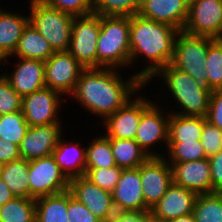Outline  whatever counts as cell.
Here are the masks:
<instances>
[{
	"instance_id": "39",
	"label": "cell",
	"mask_w": 222,
	"mask_h": 222,
	"mask_svg": "<svg viewBox=\"0 0 222 222\" xmlns=\"http://www.w3.org/2000/svg\"><path fill=\"white\" fill-rule=\"evenodd\" d=\"M200 141L207 158L222 150V130L209 123L206 117Z\"/></svg>"
},
{
	"instance_id": "12",
	"label": "cell",
	"mask_w": 222,
	"mask_h": 222,
	"mask_svg": "<svg viewBox=\"0 0 222 222\" xmlns=\"http://www.w3.org/2000/svg\"><path fill=\"white\" fill-rule=\"evenodd\" d=\"M69 191L101 222H108L116 212L112 193L101 189L85 176L70 179Z\"/></svg>"
},
{
	"instance_id": "9",
	"label": "cell",
	"mask_w": 222,
	"mask_h": 222,
	"mask_svg": "<svg viewBox=\"0 0 222 222\" xmlns=\"http://www.w3.org/2000/svg\"><path fill=\"white\" fill-rule=\"evenodd\" d=\"M183 31L195 36L222 37V0H190Z\"/></svg>"
},
{
	"instance_id": "35",
	"label": "cell",
	"mask_w": 222,
	"mask_h": 222,
	"mask_svg": "<svg viewBox=\"0 0 222 222\" xmlns=\"http://www.w3.org/2000/svg\"><path fill=\"white\" fill-rule=\"evenodd\" d=\"M170 160L172 163H182L189 161H199L206 157L204 148L200 140L189 142H168Z\"/></svg>"
},
{
	"instance_id": "25",
	"label": "cell",
	"mask_w": 222,
	"mask_h": 222,
	"mask_svg": "<svg viewBox=\"0 0 222 222\" xmlns=\"http://www.w3.org/2000/svg\"><path fill=\"white\" fill-rule=\"evenodd\" d=\"M205 117L170 115L168 142H189L200 140Z\"/></svg>"
},
{
	"instance_id": "38",
	"label": "cell",
	"mask_w": 222,
	"mask_h": 222,
	"mask_svg": "<svg viewBox=\"0 0 222 222\" xmlns=\"http://www.w3.org/2000/svg\"><path fill=\"white\" fill-rule=\"evenodd\" d=\"M43 4L73 16L93 13V0H40Z\"/></svg>"
},
{
	"instance_id": "14",
	"label": "cell",
	"mask_w": 222,
	"mask_h": 222,
	"mask_svg": "<svg viewBox=\"0 0 222 222\" xmlns=\"http://www.w3.org/2000/svg\"><path fill=\"white\" fill-rule=\"evenodd\" d=\"M112 199L116 212L137 211L149 214L151 210L144 201L138 168L123 169L120 179L112 191Z\"/></svg>"
},
{
	"instance_id": "27",
	"label": "cell",
	"mask_w": 222,
	"mask_h": 222,
	"mask_svg": "<svg viewBox=\"0 0 222 222\" xmlns=\"http://www.w3.org/2000/svg\"><path fill=\"white\" fill-rule=\"evenodd\" d=\"M36 222H68V190L35 199Z\"/></svg>"
},
{
	"instance_id": "45",
	"label": "cell",
	"mask_w": 222,
	"mask_h": 222,
	"mask_svg": "<svg viewBox=\"0 0 222 222\" xmlns=\"http://www.w3.org/2000/svg\"><path fill=\"white\" fill-rule=\"evenodd\" d=\"M16 196L10 191L6 183L0 178V206L13 200Z\"/></svg>"
},
{
	"instance_id": "40",
	"label": "cell",
	"mask_w": 222,
	"mask_h": 222,
	"mask_svg": "<svg viewBox=\"0 0 222 222\" xmlns=\"http://www.w3.org/2000/svg\"><path fill=\"white\" fill-rule=\"evenodd\" d=\"M68 222H101L68 190Z\"/></svg>"
},
{
	"instance_id": "26",
	"label": "cell",
	"mask_w": 222,
	"mask_h": 222,
	"mask_svg": "<svg viewBox=\"0 0 222 222\" xmlns=\"http://www.w3.org/2000/svg\"><path fill=\"white\" fill-rule=\"evenodd\" d=\"M0 178L16 197L30 198L28 160L19 158L1 165Z\"/></svg>"
},
{
	"instance_id": "20",
	"label": "cell",
	"mask_w": 222,
	"mask_h": 222,
	"mask_svg": "<svg viewBox=\"0 0 222 222\" xmlns=\"http://www.w3.org/2000/svg\"><path fill=\"white\" fill-rule=\"evenodd\" d=\"M169 120L170 115L165 119L153 103L142 113L134 140L150 157L161 155L148 152V147L161 140L168 144Z\"/></svg>"
},
{
	"instance_id": "8",
	"label": "cell",
	"mask_w": 222,
	"mask_h": 222,
	"mask_svg": "<svg viewBox=\"0 0 222 222\" xmlns=\"http://www.w3.org/2000/svg\"><path fill=\"white\" fill-rule=\"evenodd\" d=\"M69 183L53 155L29 161L30 198L65 192L69 190Z\"/></svg>"
},
{
	"instance_id": "43",
	"label": "cell",
	"mask_w": 222,
	"mask_h": 222,
	"mask_svg": "<svg viewBox=\"0 0 222 222\" xmlns=\"http://www.w3.org/2000/svg\"><path fill=\"white\" fill-rule=\"evenodd\" d=\"M19 158H21L19 146L0 138V164L4 165Z\"/></svg>"
},
{
	"instance_id": "5",
	"label": "cell",
	"mask_w": 222,
	"mask_h": 222,
	"mask_svg": "<svg viewBox=\"0 0 222 222\" xmlns=\"http://www.w3.org/2000/svg\"><path fill=\"white\" fill-rule=\"evenodd\" d=\"M29 23L48 41L54 52L68 51L74 17L43 4L40 0H31Z\"/></svg>"
},
{
	"instance_id": "42",
	"label": "cell",
	"mask_w": 222,
	"mask_h": 222,
	"mask_svg": "<svg viewBox=\"0 0 222 222\" xmlns=\"http://www.w3.org/2000/svg\"><path fill=\"white\" fill-rule=\"evenodd\" d=\"M208 159L211 169L212 193H222V150Z\"/></svg>"
},
{
	"instance_id": "11",
	"label": "cell",
	"mask_w": 222,
	"mask_h": 222,
	"mask_svg": "<svg viewBox=\"0 0 222 222\" xmlns=\"http://www.w3.org/2000/svg\"><path fill=\"white\" fill-rule=\"evenodd\" d=\"M161 157H149L138 169L145 204L152 209L173 183L169 162Z\"/></svg>"
},
{
	"instance_id": "36",
	"label": "cell",
	"mask_w": 222,
	"mask_h": 222,
	"mask_svg": "<svg viewBox=\"0 0 222 222\" xmlns=\"http://www.w3.org/2000/svg\"><path fill=\"white\" fill-rule=\"evenodd\" d=\"M123 169L114 166L111 168H85V177L100 187L101 189L112 193Z\"/></svg>"
},
{
	"instance_id": "29",
	"label": "cell",
	"mask_w": 222,
	"mask_h": 222,
	"mask_svg": "<svg viewBox=\"0 0 222 222\" xmlns=\"http://www.w3.org/2000/svg\"><path fill=\"white\" fill-rule=\"evenodd\" d=\"M1 222H36L35 198L15 197L0 206Z\"/></svg>"
},
{
	"instance_id": "24",
	"label": "cell",
	"mask_w": 222,
	"mask_h": 222,
	"mask_svg": "<svg viewBox=\"0 0 222 222\" xmlns=\"http://www.w3.org/2000/svg\"><path fill=\"white\" fill-rule=\"evenodd\" d=\"M54 51L48 41L28 23L14 52L19 58L47 61Z\"/></svg>"
},
{
	"instance_id": "34",
	"label": "cell",
	"mask_w": 222,
	"mask_h": 222,
	"mask_svg": "<svg viewBox=\"0 0 222 222\" xmlns=\"http://www.w3.org/2000/svg\"><path fill=\"white\" fill-rule=\"evenodd\" d=\"M29 128L22 111L0 116V138L20 145Z\"/></svg>"
},
{
	"instance_id": "19",
	"label": "cell",
	"mask_w": 222,
	"mask_h": 222,
	"mask_svg": "<svg viewBox=\"0 0 222 222\" xmlns=\"http://www.w3.org/2000/svg\"><path fill=\"white\" fill-rule=\"evenodd\" d=\"M190 0H142L139 15L166 23L182 31L189 13Z\"/></svg>"
},
{
	"instance_id": "3",
	"label": "cell",
	"mask_w": 222,
	"mask_h": 222,
	"mask_svg": "<svg viewBox=\"0 0 222 222\" xmlns=\"http://www.w3.org/2000/svg\"><path fill=\"white\" fill-rule=\"evenodd\" d=\"M97 68L130 63V17L100 16Z\"/></svg>"
},
{
	"instance_id": "17",
	"label": "cell",
	"mask_w": 222,
	"mask_h": 222,
	"mask_svg": "<svg viewBox=\"0 0 222 222\" xmlns=\"http://www.w3.org/2000/svg\"><path fill=\"white\" fill-rule=\"evenodd\" d=\"M152 103L141 97L130 100L105 119L108 138L135 139L142 113Z\"/></svg>"
},
{
	"instance_id": "28",
	"label": "cell",
	"mask_w": 222,
	"mask_h": 222,
	"mask_svg": "<svg viewBox=\"0 0 222 222\" xmlns=\"http://www.w3.org/2000/svg\"><path fill=\"white\" fill-rule=\"evenodd\" d=\"M112 153L116 166L122 169H135L150 156L131 139L110 138Z\"/></svg>"
},
{
	"instance_id": "16",
	"label": "cell",
	"mask_w": 222,
	"mask_h": 222,
	"mask_svg": "<svg viewBox=\"0 0 222 222\" xmlns=\"http://www.w3.org/2000/svg\"><path fill=\"white\" fill-rule=\"evenodd\" d=\"M61 132L60 123L29 126L19 145L21 158L31 161L52 155Z\"/></svg>"
},
{
	"instance_id": "33",
	"label": "cell",
	"mask_w": 222,
	"mask_h": 222,
	"mask_svg": "<svg viewBox=\"0 0 222 222\" xmlns=\"http://www.w3.org/2000/svg\"><path fill=\"white\" fill-rule=\"evenodd\" d=\"M208 74V88L210 90L222 89V40L213 39L208 44L205 63Z\"/></svg>"
},
{
	"instance_id": "30",
	"label": "cell",
	"mask_w": 222,
	"mask_h": 222,
	"mask_svg": "<svg viewBox=\"0 0 222 222\" xmlns=\"http://www.w3.org/2000/svg\"><path fill=\"white\" fill-rule=\"evenodd\" d=\"M193 214L196 222H222V193L198 195Z\"/></svg>"
},
{
	"instance_id": "4",
	"label": "cell",
	"mask_w": 222,
	"mask_h": 222,
	"mask_svg": "<svg viewBox=\"0 0 222 222\" xmlns=\"http://www.w3.org/2000/svg\"><path fill=\"white\" fill-rule=\"evenodd\" d=\"M156 75L164 77L172 95L182 106L183 112L179 115L207 116L212 90L171 64L161 68L154 76Z\"/></svg>"
},
{
	"instance_id": "15",
	"label": "cell",
	"mask_w": 222,
	"mask_h": 222,
	"mask_svg": "<svg viewBox=\"0 0 222 222\" xmlns=\"http://www.w3.org/2000/svg\"><path fill=\"white\" fill-rule=\"evenodd\" d=\"M197 194L172 183L149 215L155 222H169L193 213Z\"/></svg>"
},
{
	"instance_id": "21",
	"label": "cell",
	"mask_w": 222,
	"mask_h": 222,
	"mask_svg": "<svg viewBox=\"0 0 222 222\" xmlns=\"http://www.w3.org/2000/svg\"><path fill=\"white\" fill-rule=\"evenodd\" d=\"M21 63L10 76H5L12 88L21 96L40 90L45 85V62L20 58Z\"/></svg>"
},
{
	"instance_id": "46",
	"label": "cell",
	"mask_w": 222,
	"mask_h": 222,
	"mask_svg": "<svg viewBox=\"0 0 222 222\" xmlns=\"http://www.w3.org/2000/svg\"><path fill=\"white\" fill-rule=\"evenodd\" d=\"M169 222H196V219H195L194 214L192 213V214L187 215V216L175 218V219H173Z\"/></svg>"
},
{
	"instance_id": "6",
	"label": "cell",
	"mask_w": 222,
	"mask_h": 222,
	"mask_svg": "<svg viewBox=\"0 0 222 222\" xmlns=\"http://www.w3.org/2000/svg\"><path fill=\"white\" fill-rule=\"evenodd\" d=\"M174 44V54L171 65L180 71L188 73L197 82L208 87V74L205 63L208 44L213 40L209 37L190 35L179 31Z\"/></svg>"
},
{
	"instance_id": "1",
	"label": "cell",
	"mask_w": 222,
	"mask_h": 222,
	"mask_svg": "<svg viewBox=\"0 0 222 222\" xmlns=\"http://www.w3.org/2000/svg\"><path fill=\"white\" fill-rule=\"evenodd\" d=\"M145 84L137 75L123 82L114 70L85 68L72 93L88 110L105 119L123 107L132 92ZM105 116V117H104Z\"/></svg>"
},
{
	"instance_id": "18",
	"label": "cell",
	"mask_w": 222,
	"mask_h": 222,
	"mask_svg": "<svg viewBox=\"0 0 222 222\" xmlns=\"http://www.w3.org/2000/svg\"><path fill=\"white\" fill-rule=\"evenodd\" d=\"M173 183L197 195L212 193L211 169L208 158L199 161L172 163Z\"/></svg>"
},
{
	"instance_id": "37",
	"label": "cell",
	"mask_w": 222,
	"mask_h": 222,
	"mask_svg": "<svg viewBox=\"0 0 222 222\" xmlns=\"http://www.w3.org/2000/svg\"><path fill=\"white\" fill-rule=\"evenodd\" d=\"M22 110V97L12 88L5 75L0 76V116Z\"/></svg>"
},
{
	"instance_id": "44",
	"label": "cell",
	"mask_w": 222,
	"mask_h": 222,
	"mask_svg": "<svg viewBox=\"0 0 222 222\" xmlns=\"http://www.w3.org/2000/svg\"><path fill=\"white\" fill-rule=\"evenodd\" d=\"M108 222H155L149 214H142L137 211L115 212Z\"/></svg>"
},
{
	"instance_id": "31",
	"label": "cell",
	"mask_w": 222,
	"mask_h": 222,
	"mask_svg": "<svg viewBox=\"0 0 222 222\" xmlns=\"http://www.w3.org/2000/svg\"><path fill=\"white\" fill-rule=\"evenodd\" d=\"M116 166L110 138L98 137L86 148L85 168H111Z\"/></svg>"
},
{
	"instance_id": "41",
	"label": "cell",
	"mask_w": 222,
	"mask_h": 222,
	"mask_svg": "<svg viewBox=\"0 0 222 222\" xmlns=\"http://www.w3.org/2000/svg\"><path fill=\"white\" fill-rule=\"evenodd\" d=\"M206 119L222 130V89L212 90Z\"/></svg>"
},
{
	"instance_id": "2",
	"label": "cell",
	"mask_w": 222,
	"mask_h": 222,
	"mask_svg": "<svg viewBox=\"0 0 222 222\" xmlns=\"http://www.w3.org/2000/svg\"><path fill=\"white\" fill-rule=\"evenodd\" d=\"M178 33L179 30L169 24L155 22L139 14L130 17V62L141 52L152 63L136 74L145 84L171 63Z\"/></svg>"
},
{
	"instance_id": "23",
	"label": "cell",
	"mask_w": 222,
	"mask_h": 222,
	"mask_svg": "<svg viewBox=\"0 0 222 222\" xmlns=\"http://www.w3.org/2000/svg\"><path fill=\"white\" fill-rule=\"evenodd\" d=\"M61 141L62 140L60 138L52 154L59 168L69 180L84 176L86 165V149L79 148L78 144L68 146V143L64 144Z\"/></svg>"
},
{
	"instance_id": "10",
	"label": "cell",
	"mask_w": 222,
	"mask_h": 222,
	"mask_svg": "<svg viewBox=\"0 0 222 222\" xmlns=\"http://www.w3.org/2000/svg\"><path fill=\"white\" fill-rule=\"evenodd\" d=\"M84 69L68 51L54 52L45 61V85L61 94H71Z\"/></svg>"
},
{
	"instance_id": "22",
	"label": "cell",
	"mask_w": 222,
	"mask_h": 222,
	"mask_svg": "<svg viewBox=\"0 0 222 222\" xmlns=\"http://www.w3.org/2000/svg\"><path fill=\"white\" fill-rule=\"evenodd\" d=\"M29 18L0 10V56L14 54Z\"/></svg>"
},
{
	"instance_id": "13",
	"label": "cell",
	"mask_w": 222,
	"mask_h": 222,
	"mask_svg": "<svg viewBox=\"0 0 222 222\" xmlns=\"http://www.w3.org/2000/svg\"><path fill=\"white\" fill-rule=\"evenodd\" d=\"M60 93L44 87L22 97V113L29 126L60 123L55 117Z\"/></svg>"
},
{
	"instance_id": "32",
	"label": "cell",
	"mask_w": 222,
	"mask_h": 222,
	"mask_svg": "<svg viewBox=\"0 0 222 222\" xmlns=\"http://www.w3.org/2000/svg\"><path fill=\"white\" fill-rule=\"evenodd\" d=\"M142 0H93V13L100 16L131 17L139 13Z\"/></svg>"
},
{
	"instance_id": "7",
	"label": "cell",
	"mask_w": 222,
	"mask_h": 222,
	"mask_svg": "<svg viewBox=\"0 0 222 222\" xmlns=\"http://www.w3.org/2000/svg\"><path fill=\"white\" fill-rule=\"evenodd\" d=\"M99 34L100 15L91 13L74 17L68 52L85 68H97Z\"/></svg>"
}]
</instances>
